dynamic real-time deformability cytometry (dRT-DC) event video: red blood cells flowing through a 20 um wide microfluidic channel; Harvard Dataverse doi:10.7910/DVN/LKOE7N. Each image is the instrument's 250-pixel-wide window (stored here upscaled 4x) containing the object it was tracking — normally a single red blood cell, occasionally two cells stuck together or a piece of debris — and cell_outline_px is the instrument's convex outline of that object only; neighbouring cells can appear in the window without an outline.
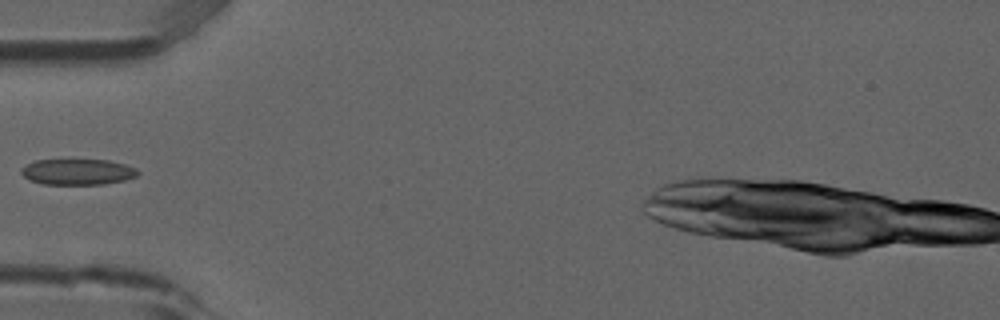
{"species": "common noctule bat (a hibernating species)", "species_latin": "Nyctalus noctula", "temperature_condition": "room temperature", "stored_images_in_passage": 6, "camera_frame_rate_fps": 3000, "um_per_image_px": 0.085, "animal": {"sex": "male", "forearm_length_mm": 52.5}, "frame": {"image": 1, "passage_image": 5, "time_ms": 1.333, "image_size_px": [1000, 320], "cell_outline_px": [[140, 172], [136, 176], [124, 180], [104, 184], [44, 184], [28, 180], [20, 172], [20, 168], [36, 160], [108, 160], [124, 164], [136, 168]], "centroid_in_image_um": [6.59, 14.61], "position_along_channel_um": 78.4, "area_um2": 17.51}}
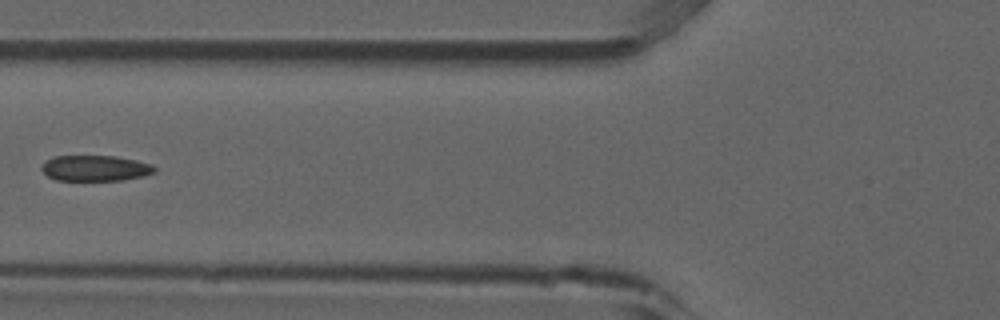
{"frame": {"image": 2, "passage_image": 6, "time_ms": 1.667, "image_size_px": [1000, 320], "cell_outline_px": [[156, 172], [140, 176], [120, 180], [56, 180], [48, 176], [40, 168], [40, 164], [44, 160], [52, 156], [116, 156], [136, 160], [152, 164], [156, 168]], "centroid_in_image_um": [8.05, 14.28], "position_along_channel_um": 117.8, "area_um2": 16.99}}